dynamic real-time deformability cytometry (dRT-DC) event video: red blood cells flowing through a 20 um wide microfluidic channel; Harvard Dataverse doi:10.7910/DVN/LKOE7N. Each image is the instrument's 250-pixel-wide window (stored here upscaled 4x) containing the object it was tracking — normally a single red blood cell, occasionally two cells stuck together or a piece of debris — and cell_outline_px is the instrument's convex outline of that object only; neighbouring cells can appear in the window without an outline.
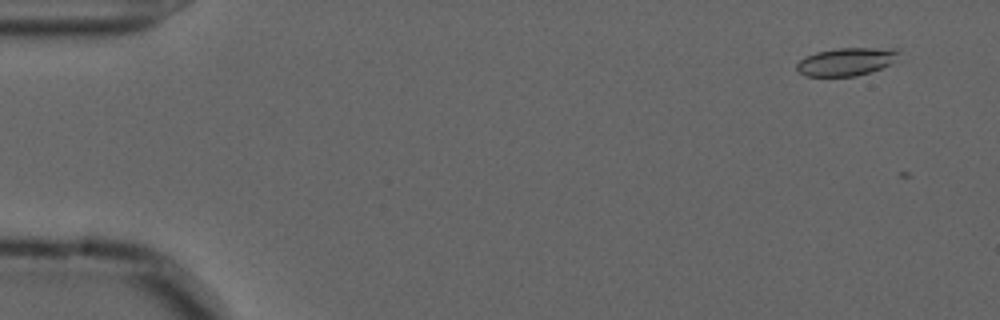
{"species": "common noctule bat (a hibernating species)", "species_latin": "Nyctalus noctula", "temperature_condition": "cold", "stored_images_in_passage": 5, "camera_frame_rate_fps": 3000, "um_per_image_px": 0.085, "animal": {"sex": "male", "forearm_length_mm": 52.5}, "frame": {"image": 1, "passage_image": 4, "time_ms": 1.0, "image_size_px": [1000, 320], "cell_outline_px": [[900, 52], [888, 64], [880, 68], [856, 76], [804, 76], [796, 68], [796, 64], [804, 56], [816, 52], [836, 48], [896, 48]], "centroid_in_image_um": [71.87, 5.23], "position_along_channel_um": 13.1, "area_um2": 16.42}}